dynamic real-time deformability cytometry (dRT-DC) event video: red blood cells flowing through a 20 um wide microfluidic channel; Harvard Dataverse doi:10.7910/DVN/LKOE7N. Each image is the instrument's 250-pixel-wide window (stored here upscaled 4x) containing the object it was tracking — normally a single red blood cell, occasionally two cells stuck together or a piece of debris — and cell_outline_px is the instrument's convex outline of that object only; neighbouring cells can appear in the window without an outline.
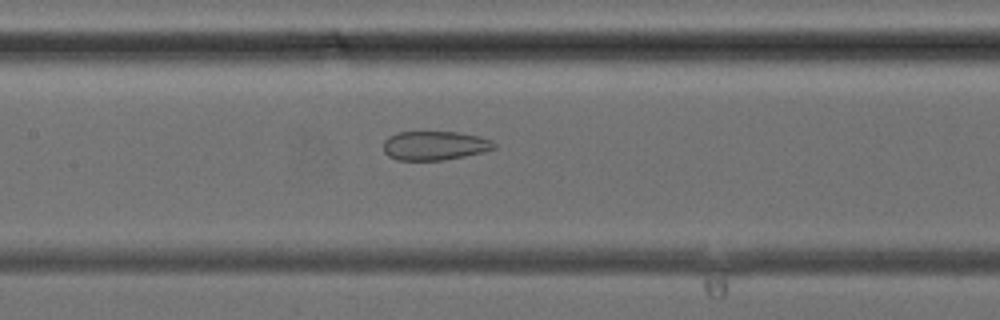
{"species": "common noctule bat (a hibernating species)", "species_latin": "Nyctalus noctula", "temperature_condition": "cold", "stored_images_in_passage": 38, "segment_of_instrument_passage": [1, 2], "camera_frame_rate_fps": 3000, "um_per_image_px": 0.085, "animal": {"sex": "female", "body_mass_g": 24.6, "forearm_length_mm": 56.2}, "frame": {"image": 1, "passage_image": 20, "time_ms": 6.333, "image_size_px": [1000, 320], "cell_outline_px": [[496, 148], [484, 152], [444, 160], [396, 160], [388, 156], [384, 152], [384, 140], [388, 136], [396, 132], [456, 132], [480, 136], [492, 140], [496, 144]], "centroid_in_image_um": [36.95, 12.37], "position_along_channel_um": 170.4, "area_um2": 18.9}}
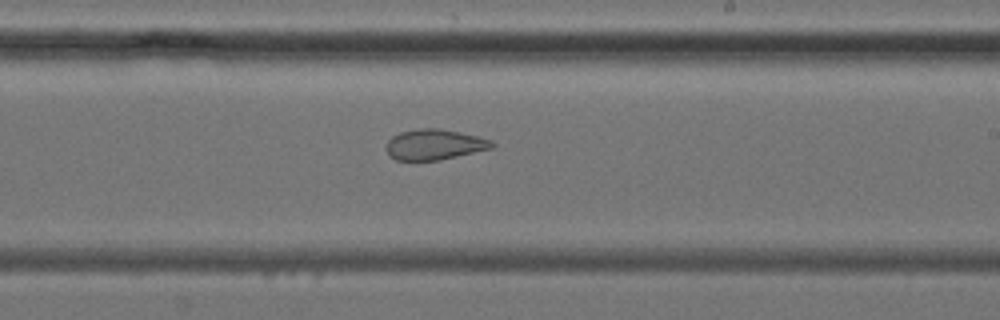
{"frame": {"image": 2, "passage_image": 25, "time_ms": 8.0, "image_size_px": [1000, 320], "cell_outline_px": [[496, 144], [492, 148], [440, 160], [396, 160], [388, 156], [384, 148], [388, 140], [392, 136], [400, 132], [420, 128], [440, 128], [460, 132], [492, 140]], "centroid_in_image_um": [36.89, 12.28], "position_along_channel_um": 252.1, "area_um2": 18.96}}
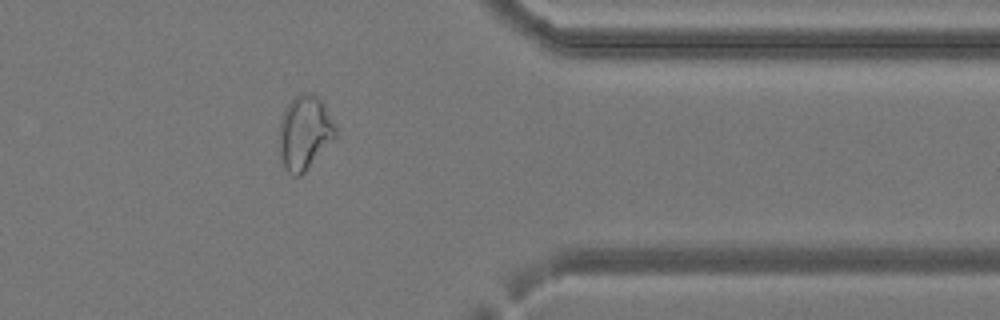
{"frame": {"image": 3, "passage_image": 34, "time_ms": 11.0, "image_size_px": [1000, 320], "cell_outline_px": [[336, 136], [304, 172], [300, 176], [292, 176], [284, 168], [280, 156], [280, 120], [284, 108], [300, 92], [308, 92], [316, 96], [324, 104], [336, 128]], "centroid_in_image_um": [25.87, 11.27], "position_along_channel_um": 385.5, "area_um2": 23.99}}